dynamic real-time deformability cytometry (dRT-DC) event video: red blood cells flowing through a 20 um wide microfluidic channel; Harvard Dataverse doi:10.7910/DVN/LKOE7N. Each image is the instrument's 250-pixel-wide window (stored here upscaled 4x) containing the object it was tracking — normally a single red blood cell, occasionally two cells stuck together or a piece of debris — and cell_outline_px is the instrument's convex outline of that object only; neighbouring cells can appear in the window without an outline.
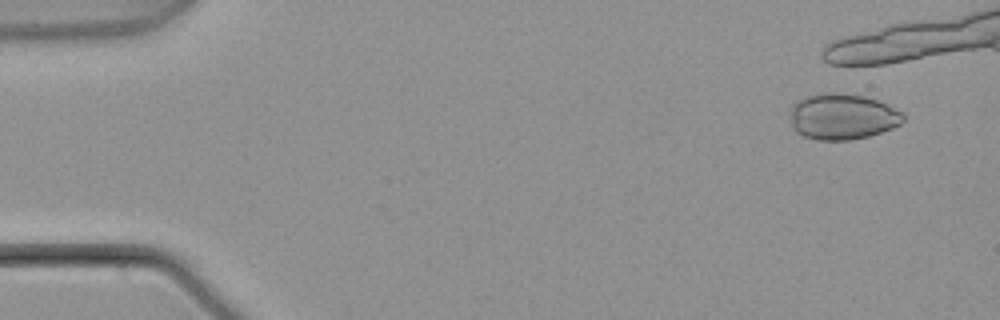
{"species": "common noctule bat (a hibernating species)", "species_latin": "Nyctalus noctula", "temperature_condition": "warm", "stored_images_in_passage": 7, "camera_frame_rate_fps": 3000, "um_per_image_px": 0.085, "animal": {"sex": "male", "body_mass_g": 21.5, "forearm_length_mm": 52.0}, "frame": {"image": 1, "passage_image": 1, "time_ms": 0.0, "image_size_px": [1000, 320], "cell_outline_px": [[904, 120], [900, 124], [892, 128], [868, 136], [848, 140], [816, 140], [804, 136], [796, 132], [792, 128], [792, 104], [796, 100], [804, 96], [820, 92], [836, 92], [864, 96], [888, 104], [904, 112]], "centroid_in_image_um": [71.6, 9.89], "position_along_channel_um": 13.4, "area_um2": 30.52}}
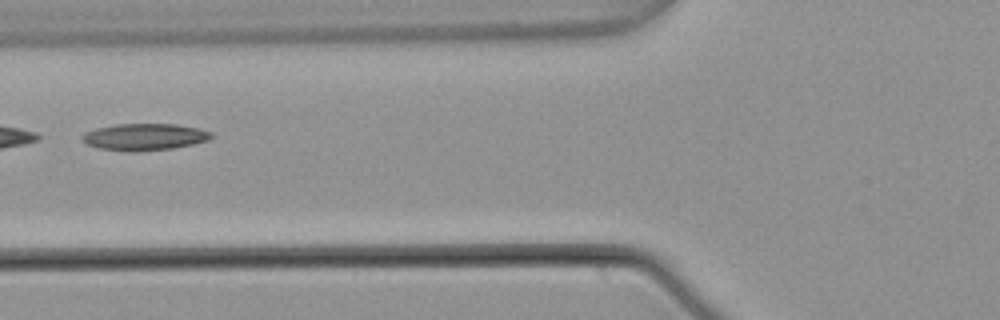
{"frame": {"image": 2, "passage_image": 7, "time_ms": 2.0, "image_size_px": [1000, 320], "cell_outline_px": [[212, 136], [208, 140], [192, 144], [172, 148], [136, 152], [132, 152], [100, 148], [88, 144], [80, 140], [80, 136], [84, 132], [96, 128], [116, 124], [176, 124], [200, 128], [212, 132]], "centroid_in_image_um": [12.26, 11.63], "position_along_channel_um": 113.5, "area_um2": 20.23}}